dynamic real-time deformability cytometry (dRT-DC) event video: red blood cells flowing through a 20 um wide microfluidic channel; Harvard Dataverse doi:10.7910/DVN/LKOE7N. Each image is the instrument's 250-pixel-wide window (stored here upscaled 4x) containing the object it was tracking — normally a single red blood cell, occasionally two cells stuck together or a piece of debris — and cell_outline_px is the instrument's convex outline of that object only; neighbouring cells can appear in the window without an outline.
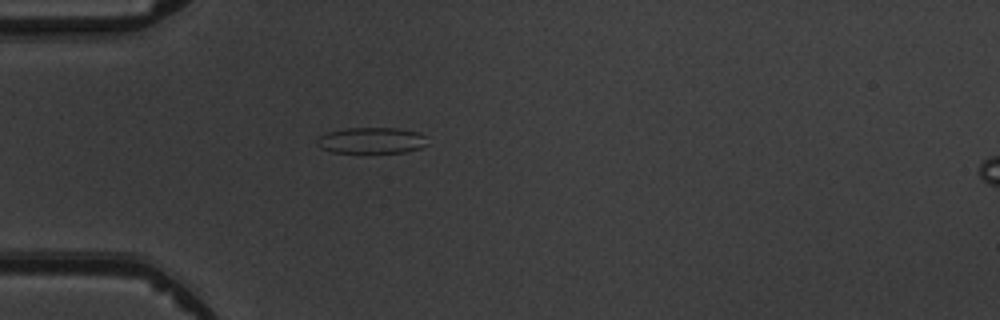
{"species": "common noctule bat (a hibernating species)", "species_latin": "Nyctalus noctula", "temperature_condition": "warm", "stored_images_in_passage": 3, "camera_frame_rate_fps": 3000, "um_per_image_px": 0.085, "animal": {"sex": "male", "body_mass_g": 19.5, "forearm_length_mm": 54.6}, "frame": {"image": 1, "passage_image": 3, "time_ms": 3.0, "image_size_px": [1000, 320], "cell_outline_px": [[428, 144], [420, 148], [404, 152], [332, 152], [320, 148], [316, 144], [316, 136], [328, 132], [348, 128], [396, 128], [420, 132], [424, 136]], "centroid_in_image_um": [31.55, 11.93], "position_along_channel_um": 53.5, "area_um2": 16.82}}